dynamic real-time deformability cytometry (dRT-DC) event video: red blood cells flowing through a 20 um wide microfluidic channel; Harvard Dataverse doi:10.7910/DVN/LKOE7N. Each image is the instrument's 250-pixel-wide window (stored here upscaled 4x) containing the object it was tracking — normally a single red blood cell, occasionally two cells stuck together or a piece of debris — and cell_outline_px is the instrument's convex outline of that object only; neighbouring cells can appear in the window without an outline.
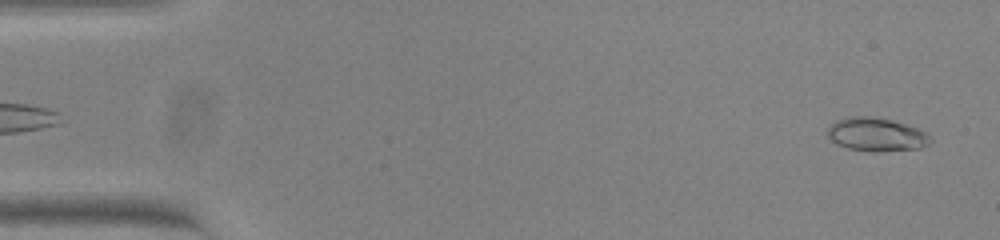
{"species": "common noctule bat (a hibernating species)", "species_latin": "Nyctalus noctula", "temperature_condition": "warm", "stored_images_in_passage": 53, "camera_frame_rate_fps": 3000, "um_per_image_px": 0.085, "animal": {"sex": "female", "body_mass_g": 23.0, "forearm_length_mm": 53.4}, "frame": {"image": 1, "passage_image": 2, "time_ms": 0.333, "image_size_px": [1000, 240], "cell_outline_px": [[932, 140], [928, 144], [920, 148], [880, 152], [872, 152], [848, 148], [836, 144], [828, 136], [828, 128], [836, 120], [848, 116], [868, 116], [892, 120], [916, 128], [924, 132]], "centroid_in_image_um": [74.46, 11.44], "position_along_channel_um": 10.5, "area_um2": 19.94}}
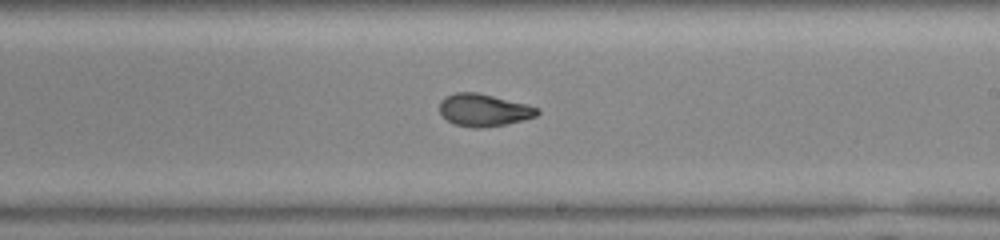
{"frame": {"image": 2, "passage_image": 31, "time_ms": 10.0, "image_size_px": [1000, 240], "cell_outline_px": [[540, 112], [536, 116], [504, 124], [480, 128], [472, 128], [456, 124], [448, 120], [440, 112], [440, 100], [444, 96], [456, 92], [476, 92], [524, 104], [536, 108]], "centroid_in_image_um": [41.06, 9.35], "position_along_channel_um": 247.9, "area_um2": 17.98}}
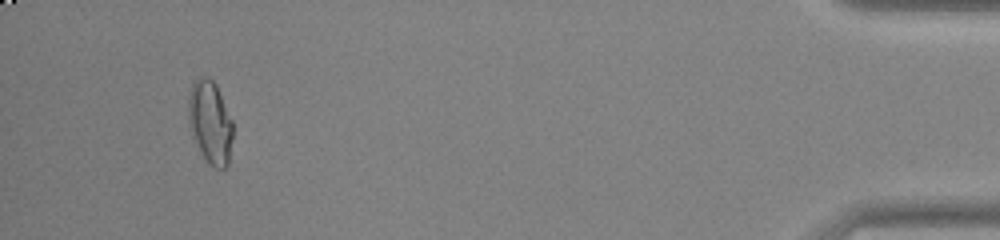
{"frame": {"image": 3, "passage_image": 50, "time_ms": 16.333, "image_size_px": [1000, 240], "cell_outline_px": [[232, 140], [228, 164], [224, 168], [212, 168], [208, 164], [192, 132], [188, 120], [188, 96], [192, 80], [200, 76], [208, 76], [216, 84], [232, 120]], "centroid_in_image_um": [17.86, 10.34], "position_along_channel_um": 417.3, "area_um2": 21.44}, "authors_computed_cell_mechanics": {"area_um2": 18.9006, "velocity_mm_per_s": 3.834, "shape_relaxation_time_tau1_ms": 5.1285, "shape_relaxation_time_tau2_ms": 1.2082, "deformation_change_tau1": 0.1989, "deformation_change_tau2": 0.068}}